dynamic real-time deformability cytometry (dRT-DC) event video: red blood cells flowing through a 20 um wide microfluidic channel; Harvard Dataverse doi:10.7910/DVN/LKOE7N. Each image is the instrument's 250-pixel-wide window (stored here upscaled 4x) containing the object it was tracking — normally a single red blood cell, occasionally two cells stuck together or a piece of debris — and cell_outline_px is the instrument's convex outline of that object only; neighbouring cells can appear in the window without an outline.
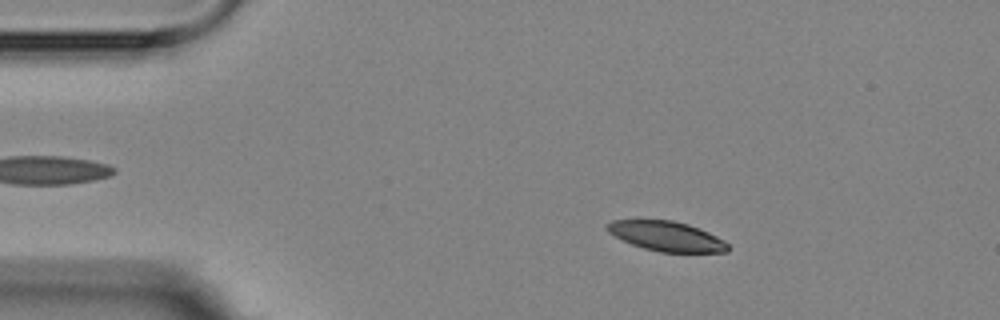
{"species": "Egyptian fruit bat (a non-hibernating species)", "species_latin": "Rousettus aegyptiacus", "temperature_condition": "room temperature", "stored_images_in_passage": 4, "camera_frame_rate_fps": 3000, "um_per_image_px": 0.085, "animal": {"sex": "female"}, "frame": {"image": 1, "passage_image": 2, "time_ms": 1.0, "image_size_px": [1000, 320], "cell_outline_px": [[728, 252], [660, 252], [644, 248], [632, 244], [608, 232], [604, 228], [604, 224], [612, 220], [672, 220], [688, 224], [700, 228], [724, 240], [728, 244]], "centroid_in_image_um": [56.64, 20.07], "position_along_channel_um": 28.4, "area_um2": 20.92}}
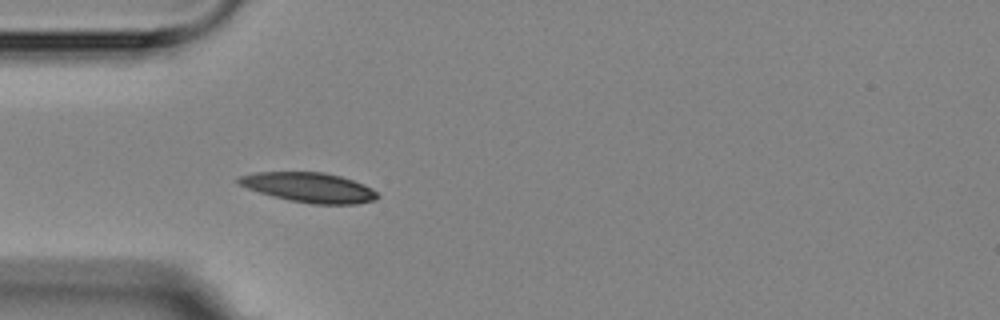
{"frame": {"image": 2, "passage_image": 4, "time_ms": 3.333, "image_size_px": [1000, 320], "cell_outline_px": [[380, 196], [376, 200], [356, 204], [312, 204], [288, 200], [272, 196], [236, 184], [236, 180], [240, 176], [256, 172], [324, 172], [340, 176], [364, 184], [372, 188]], "centroid_in_image_um": [26.28, 15.94], "position_along_channel_um": 58.7, "area_um2": 24.16}}